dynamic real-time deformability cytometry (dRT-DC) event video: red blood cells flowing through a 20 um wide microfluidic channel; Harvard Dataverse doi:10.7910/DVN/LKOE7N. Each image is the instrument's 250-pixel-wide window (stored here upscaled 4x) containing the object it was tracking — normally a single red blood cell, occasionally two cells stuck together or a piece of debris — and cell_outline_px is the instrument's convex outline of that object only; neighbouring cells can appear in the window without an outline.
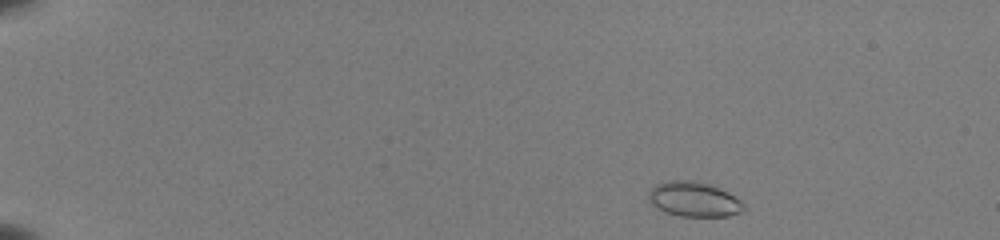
{"species": "common noctule bat (a hibernating species)", "species_latin": "Nyctalus noctula", "temperature_condition": "room temperature", "stored_images_in_passage": 47, "camera_frame_rate_fps": 3000, "um_per_image_px": 0.085, "animal": {"sex": "female", "body_mass_g": 22.0, "forearm_length_mm": 56.7}, "frame": {"image": 1, "passage_image": 2, "time_ms": 0.333, "image_size_px": [1000, 240], "cell_outline_px": [[744, 208], [740, 212], [728, 216], [680, 216], [664, 212], [652, 204], [648, 200], [648, 192], [656, 184], [668, 180], [692, 180], [708, 184], [728, 192], [740, 200], [744, 204]], "centroid_in_image_um": [58.95, 16.93], "position_along_channel_um": 26.1, "area_um2": 19.25}}
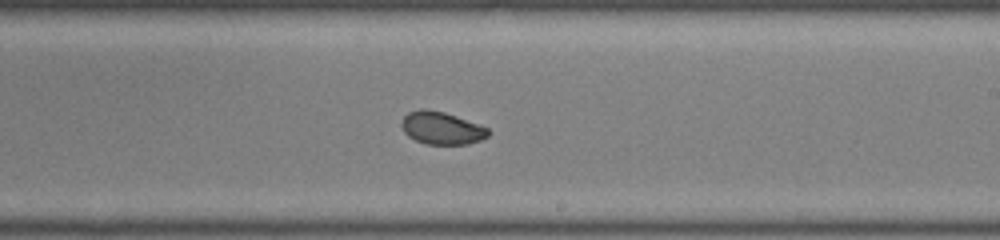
{"frame": {"image": 2, "passage_image": 28, "time_ms": 9.0, "image_size_px": [1000, 240], "cell_outline_px": [[492, 132], [488, 136], [480, 140], [468, 144], [424, 144], [408, 136], [404, 132], [400, 124], [404, 116], [408, 112], [420, 108], [424, 108], [444, 112], [456, 116], [488, 128]], "centroid_in_image_um": [37.52, 10.88], "position_along_channel_um": 251.5, "area_um2": 16.53}}
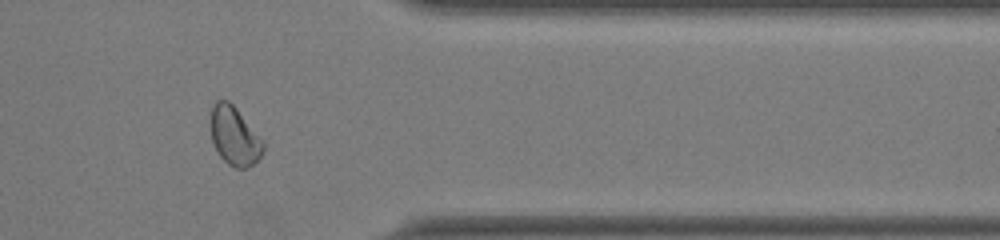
{"frame": {"image": 3, "passage_image": 39, "time_ms": 12.667, "image_size_px": [1000, 240], "cell_outline_px": [[264, 148], [260, 156], [252, 164], [244, 168], [236, 168], [228, 164], [220, 156], [212, 140], [208, 124], [212, 104], [216, 100], [228, 100], [236, 108], [264, 144]], "centroid_in_image_um": [19.85, 11.53], "position_along_channel_um": 391.5, "area_um2": 17.74}, "authors_computed_cell_mechanics": {"area_um2": 17.8602, "velocity_mm_per_s": 3.9672, "shape_relaxation_time_tau1_ms": null, "shape_relaxation_time_tau2_ms": 1.3108, "deformation_change_tau1": null, "deformation_change_tau2": 0.0413}}